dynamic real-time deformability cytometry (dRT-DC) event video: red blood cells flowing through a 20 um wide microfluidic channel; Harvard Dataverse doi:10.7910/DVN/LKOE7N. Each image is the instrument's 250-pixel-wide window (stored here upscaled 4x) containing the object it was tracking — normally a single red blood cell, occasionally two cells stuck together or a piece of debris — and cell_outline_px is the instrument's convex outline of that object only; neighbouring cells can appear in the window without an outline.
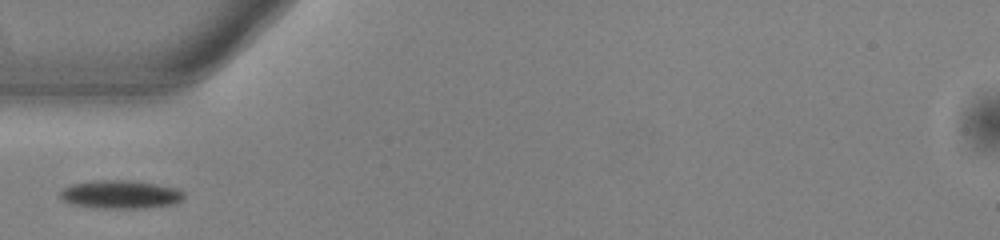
{"species": "common noctule bat (a hibernating species)", "species_latin": "Nyctalus noctula", "temperature_condition": "warm", "stored_images_in_passage": 5, "camera_frame_rate_fps": 3000, "um_per_image_px": 0.085, "animal": {"sex": "male", "body_mass_g": 13.0, "forearm_length_mm": 53.1}, "frame": {"image": 1, "passage_image": 1, "time_ms": 0.0, "image_size_px": [1000, 240], "cell_outline_px": [[184, 200], [176, 204], [144, 208], [92, 208], [68, 204], [60, 196], [60, 192], [64, 188], [72, 184], [96, 180], [128, 180], [156, 184], [176, 188], [184, 192]], "centroid_in_image_um": [10.25, 16.54], "position_along_channel_um": 74.8, "area_um2": 20.63}}